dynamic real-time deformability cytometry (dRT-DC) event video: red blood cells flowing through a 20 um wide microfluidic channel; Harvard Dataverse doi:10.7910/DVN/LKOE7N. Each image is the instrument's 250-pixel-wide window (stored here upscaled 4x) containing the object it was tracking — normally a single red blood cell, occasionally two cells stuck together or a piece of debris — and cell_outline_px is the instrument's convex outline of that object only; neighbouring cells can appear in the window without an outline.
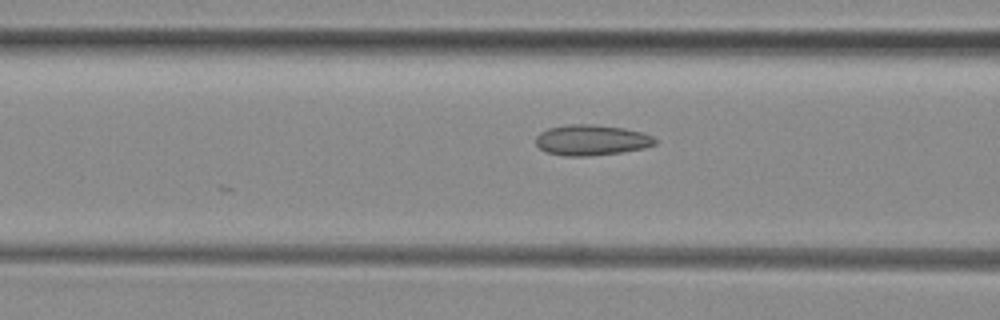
{"species": "common noctule bat (a hibernating species)", "species_latin": "Nyctalus noctula", "temperature_condition": "room temperature", "stored_images_in_passage": 17, "camera_frame_rate_fps": 3000, "um_per_image_px": 0.085, "animal": {"sex": "female", "body_mass_g": 29.2, "forearm_length_mm": 56.3}, "frame": {"image": 1, "passage_image": 10, "time_ms": 3.0, "image_size_px": [1000, 320], "cell_outline_px": [[656, 144], [644, 148], [620, 152], [588, 156], [564, 156], [548, 152], [540, 148], [536, 144], [536, 136], [540, 132], [548, 128], [568, 124], [592, 124], [624, 128], [644, 132], [652, 136], [656, 140]], "centroid_in_image_um": [50.28, 11.9], "position_along_channel_um": 116.3, "area_um2": 21.27}}
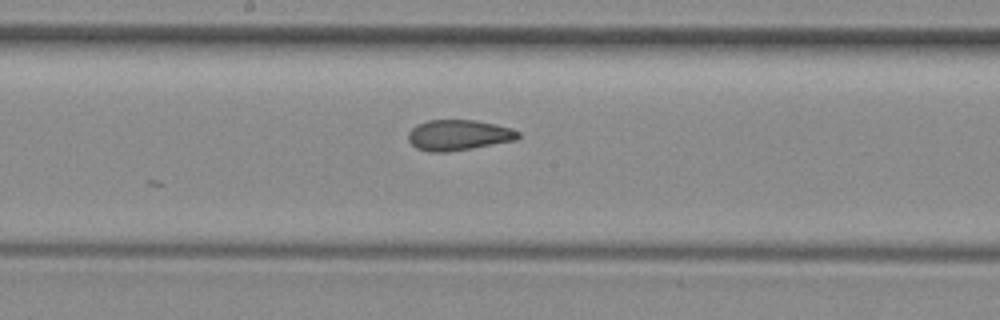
{"frame": {"image": 2, "passage_image": 17, "time_ms": 5.333, "image_size_px": [1000, 320], "cell_outline_px": [[520, 136], [516, 140], [444, 152], [428, 152], [416, 148], [408, 140], [408, 132], [416, 124], [428, 120], [476, 120], [508, 128], [520, 132]], "centroid_in_image_um": [38.91, 11.48], "position_along_channel_um": 209.3, "area_um2": 19.31}}